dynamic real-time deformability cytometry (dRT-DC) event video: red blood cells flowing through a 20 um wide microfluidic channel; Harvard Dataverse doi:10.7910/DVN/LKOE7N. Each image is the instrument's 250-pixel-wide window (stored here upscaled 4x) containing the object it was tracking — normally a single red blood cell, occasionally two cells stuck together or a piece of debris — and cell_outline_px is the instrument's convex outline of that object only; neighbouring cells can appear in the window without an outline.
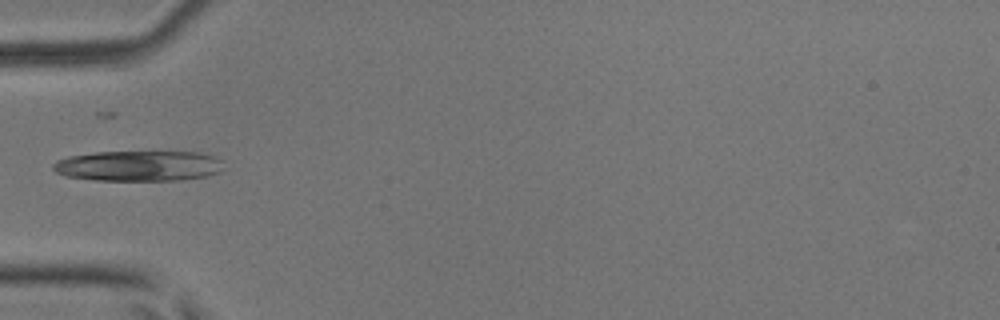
{"species": "common noctule bat (a hibernating species)", "species_latin": "Nyctalus noctula", "temperature_condition": "room temperature", "stored_images_in_passage": 4, "camera_frame_rate_fps": 3000, "um_per_image_px": 0.085, "animal": {"sex": "male", "body_mass_g": 17.9, "forearm_length_mm": 54.2}, "frame": {"image": 1, "passage_image": 2, "time_ms": 0.333, "image_size_px": [1000, 320], "cell_outline_px": [[220, 172], [208, 176], [180, 180], [96, 180], [64, 176], [56, 172], [52, 168], [52, 164], [56, 160], [68, 156], [96, 152], [200, 152], [212, 156], [220, 160]], "centroid_in_image_um": [11.72, 14.1], "position_along_channel_um": 73.3, "area_um2": 30.23}}
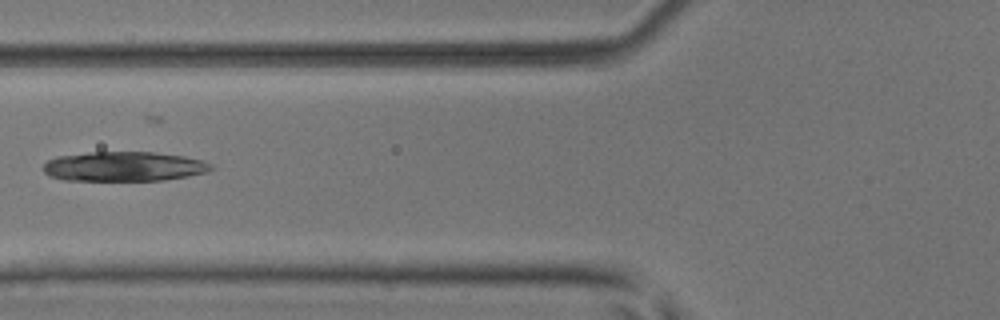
{"frame": {"image": 2, "passage_image": 3, "time_ms": 0.667, "image_size_px": [1000, 320], "cell_outline_px": [[216, 168], [208, 172], [188, 176], [164, 180], [64, 180], [48, 176], [44, 172], [44, 164], [48, 160], [56, 156], [88, 152], [156, 152], [184, 156], [204, 160], [212, 164]], "centroid_in_image_um": [10.57, 14.14], "position_along_channel_um": 115.2, "area_um2": 29.25}}
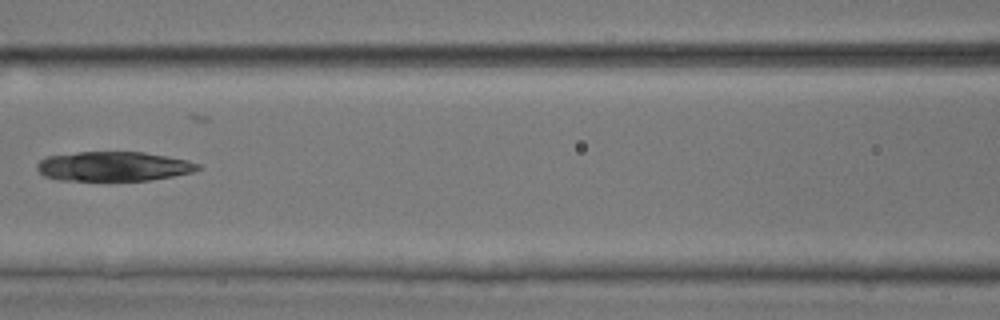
{"frame": {"image": 3, "passage_image": 4, "time_ms": 1.0, "image_size_px": [1000, 320], "cell_outline_px": [[204, 168], [192, 172], [172, 176], [148, 180], [56, 180], [44, 176], [36, 168], [36, 164], [40, 160], [48, 156], [76, 152], [144, 152], [188, 160], [200, 164]], "centroid_in_image_um": [9.65, 14.14], "position_along_channel_um": 156.9, "area_um2": 27.69}}